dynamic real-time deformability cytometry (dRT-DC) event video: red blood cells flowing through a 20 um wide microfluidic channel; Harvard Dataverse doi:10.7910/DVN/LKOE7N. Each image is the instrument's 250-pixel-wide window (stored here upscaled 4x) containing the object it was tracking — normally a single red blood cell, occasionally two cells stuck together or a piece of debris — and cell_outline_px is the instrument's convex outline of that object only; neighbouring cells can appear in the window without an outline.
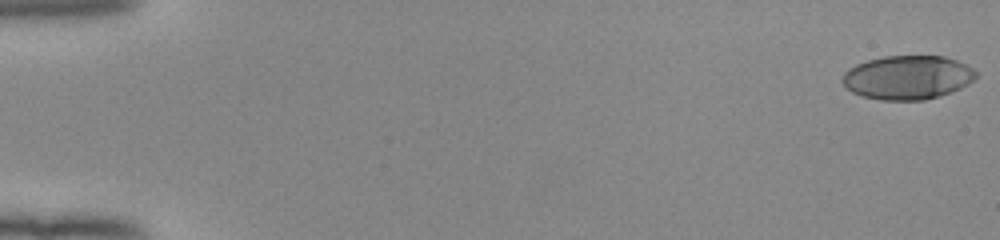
{"species": "human", "species_latin": "Homo sapiens", "temperature_condition": "room temperature", "stored_images_in_passage": 53, "camera_frame_rate_fps": 3000, "um_per_image_px": 0.085, "donor": {"sex": "female"}, "frame": {"image": 1, "passage_image": 1, "time_ms": 0.0, "image_size_px": [1000, 240], "cell_outline_px": [[976, 76], [968, 84], [960, 88], [940, 96], [924, 100], [880, 100], [864, 96], [852, 92], [840, 80], [844, 72], [848, 68], [856, 64], [868, 60], [884, 56], [944, 56], [968, 64], [976, 72]], "centroid_in_image_um": [77.14, 6.58], "position_along_channel_um": 7.9, "area_um2": 34.22}}
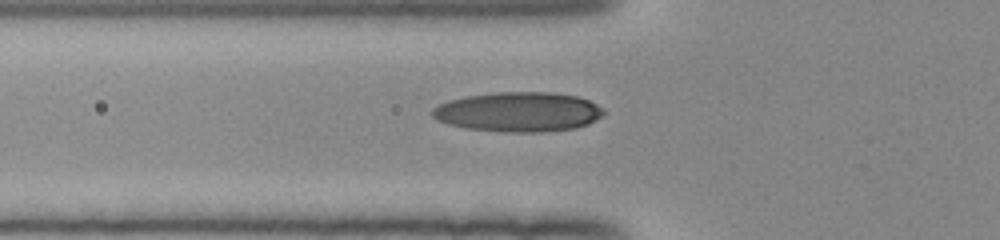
{"frame": {"image": 2, "passage_image": 20, "time_ms": 6.333, "image_size_px": [1000, 240], "cell_outline_px": [[604, 112], [596, 120], [588, 124], [576, 128], [548, 132], [504, 132], [464, 128], [448, 124], [436, 120], [432, 116], [432, 108], [448, 100], [464, 96], [496, 92], [552, 92], [576, 96], [588, 100], [604, 108]], "centroid_in_image_um": [44.05, 9.51], "position_along_channel_um": 81.8, "area_um2": 39.94}}
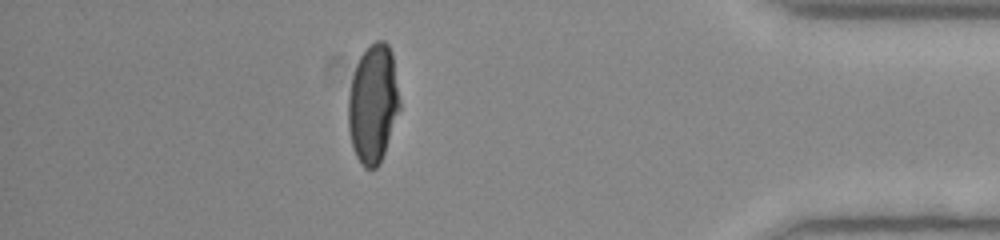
{"frame": {"image": 3, "passage_image": 47, "time_ms": 15.333, "image_size_px": [1000, 240], "cell_outline_px": [[400, 108], [380, 164], [376, 168], [364, 168], [360, 164], [352, 148], [348, 128], [348, 96], [352, 76], [356, 64], [360, 56], [376, 40], [384, 40], [388, 44], [392, 52], [400, 100]], "centroid_in_image_um": [31.7, 8.83], "position_along_channel_um": 403.5, "area_um2": 35.72}, "authors_computed_cell_mechanics": {"area_um2": 35.7204, "velocity_mm_per_s": 3.975, "shape_relaxation_time_tau1_ms": 7.0132, "shape_relaxation_time_tau2_ms": 1.1941, "deformation_change_tau1": 0.2408, "deformation_change_tau2": 0.0564}}